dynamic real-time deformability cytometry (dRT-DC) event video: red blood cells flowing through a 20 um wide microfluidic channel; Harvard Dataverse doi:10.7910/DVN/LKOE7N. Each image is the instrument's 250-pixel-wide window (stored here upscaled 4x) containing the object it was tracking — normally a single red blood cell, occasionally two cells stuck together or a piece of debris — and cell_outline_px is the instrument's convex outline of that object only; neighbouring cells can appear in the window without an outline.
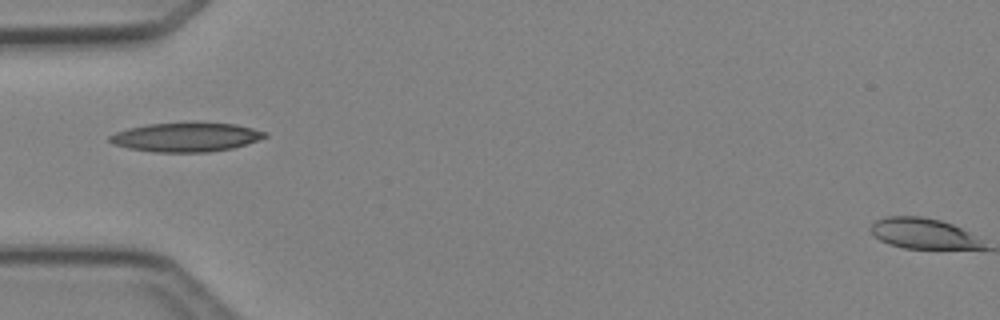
{"species": "Egyptian fruit bat (a non-hibernating species)", "species_latin": "Rousettus aegyptiacus", "temperature_condition": "cold", "stored_images_in_passage": 4, "camera_frame_rate_fps": 3000, "um_per_image_px": 0.085, "animal": {"sex": "female"}, "frame": {"image": 1, "passage_image": 3, "time_ms": 2.667, "image_size_px": [1000, 320], "cell_outline_px": [[268, 136], [232, 148], [208, 152], [152, 152], [128, 148], [112, 144], [108, 140], [108, 136], [116, 132], [128, 128], [148, 124], [196, 120], [236, 124], [268, 132]], "centroid_in_image_um": [15.8, 11.62], "position_along_channel_um": 69.2, "area_um2": 27.05}}
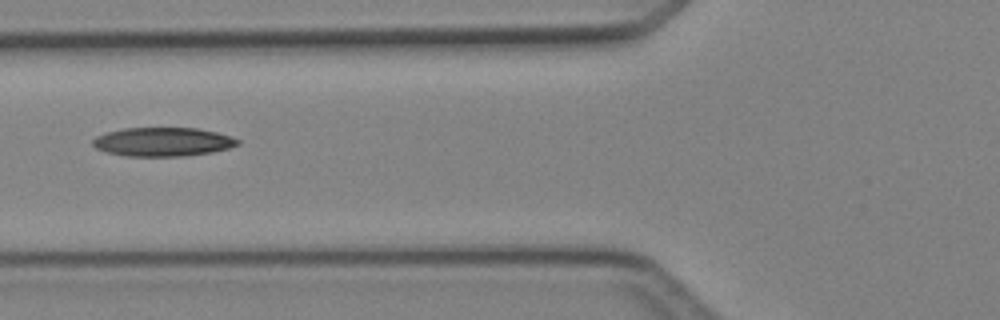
{"frame": {"image": 2, "passage_image": 4, "time_ms": 3.667, "image_size_px": [1000, 320], "cell_outline_px": [[240, 144], [228, 148], [212, 152], [184, 156], [124, 156], [104, 152], [96, 148], [92, 144], [92, 140], [96, 136], [108, 132], [124, 128], [196, 128], [216, 132], [232, 136], [240, 140]], "centroid_in_image_um": [13.83, 12.06], "position_along_channel_um": 112.0, "area_um2": 24.45}}